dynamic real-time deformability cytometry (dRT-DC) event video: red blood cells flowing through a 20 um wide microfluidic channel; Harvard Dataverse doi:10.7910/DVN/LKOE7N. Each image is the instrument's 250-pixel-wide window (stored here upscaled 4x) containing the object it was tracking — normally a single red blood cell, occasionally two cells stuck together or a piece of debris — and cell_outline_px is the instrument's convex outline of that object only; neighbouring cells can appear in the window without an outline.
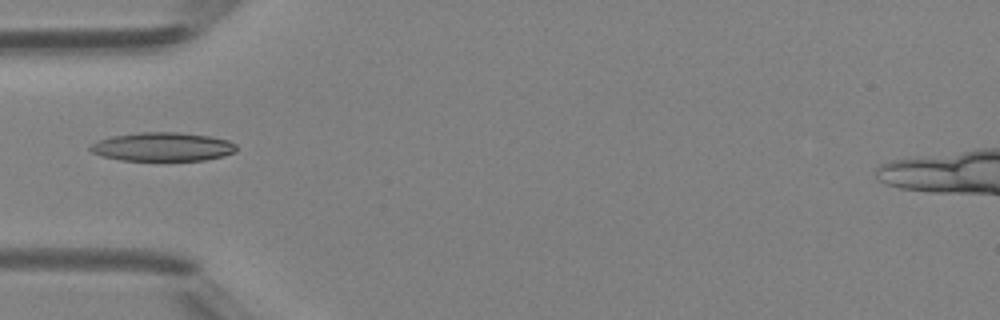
{"species": "Egyptian fruit bat (a non-hibernating species)", "species_latin": "Rousettus aegyptiacus", "temperature_condition": "room temperature", "stored_images_in_passage": 33, "camera_frame_rate_fps": 3000, "um_per_image_px": 0.085, "animal": {"sex": "female"}, "frame": {"image": 1, "passage_image": 1, "time_ms": 0.0, "image_size_px": [1000, 320], "cell_outline_px": [[236, 152], [224, 156], [204, 160], [120, 160], [100, 156], [92, 152], [88, 148], [96, 140], [112, 136], [140, 132], [176, 132], [208, 136], [228, 140], [236, 144]], "centroid_in_image_um": [13.8, 12.48], "position_along_channel_um": 71.2, "area_um2": 24.51}}
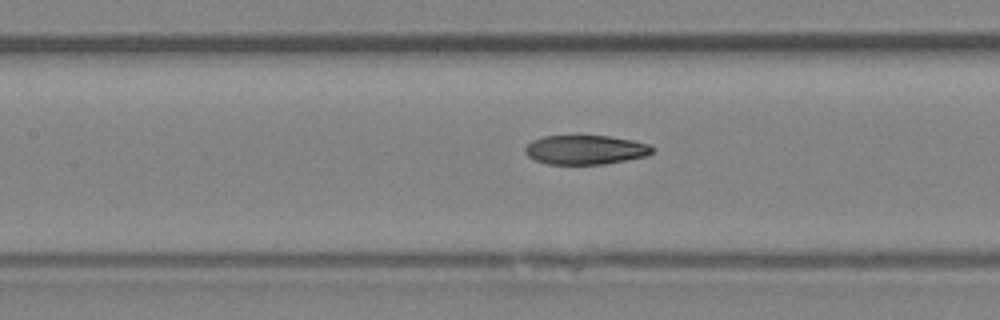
{"frame": {"image": 2, "passage_image": 7, "time_ms": 2.0, "image_size_px": [1000, 320], "cell_outline_px": [[656, 148], [648, 156], [604, 164], [548, 164], [536, 160], [528, 156], [524, 152], [524, 148], [532, 140], [544, 136], [608, 136], [632, 140], [648, 144]], "centroid_in_image_um": [49.77, 12.73], "position_along_channel_um": 157.6, "area_um2": 21.68}}
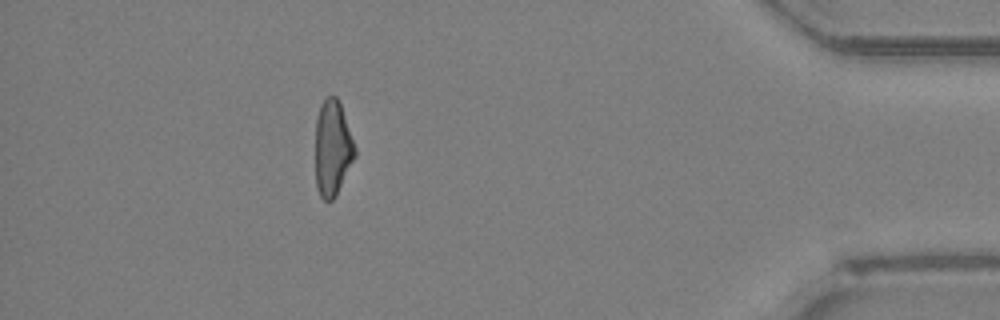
{"frame": {"image": 3, "passage_image": 28, "time_ms": 9.0, "image_size_px": [1000, 320], "cell_outline_px": [[356, 156], [336, 196], [332, 200], [324, 200], [320, 196], [316, 188], [316, 116], [320, 104], [328, 96], [336, 96], [340, 104], [356, 148]], "centroid_in_image_um": [28.26, 12.61], "position_along_channel_um": 406.9, "area_um2": 22.02}}